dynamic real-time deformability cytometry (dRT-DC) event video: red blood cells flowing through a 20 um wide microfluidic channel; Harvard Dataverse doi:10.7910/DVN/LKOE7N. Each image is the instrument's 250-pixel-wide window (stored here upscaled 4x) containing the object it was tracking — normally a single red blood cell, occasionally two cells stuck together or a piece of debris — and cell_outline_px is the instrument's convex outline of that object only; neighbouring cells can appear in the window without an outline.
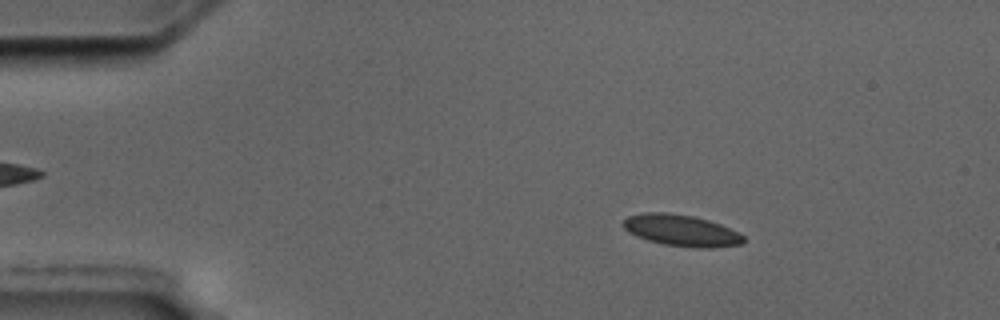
{"species": "common noctule bat (a hibernating species)", "species_latin": "Nyctalus noctula", "temperature_condition": "cold", "stored_images_in_passage": 56, "camera_frame_rate_fps": 3000, "um_per_image_px": 0.085, "animal": {"sex": "male", "body_mass_g": 17.5, "forearm_length_mm": 52.3}, "frame": {"image": 1, "passage_image": 9, "time_ms": 2.667, "image_size_px": [1000, 320], "cell_outline_px": [[744, 240], [740, 244], [712, 248], [692, 248], [664, 244], [648, 240], [636, 236], [628, 232], [620, 224], [628, 216], [644, 212], [668, 212], [692, 216], [708, 220], [720, 224], [744, 236]], "centroid_in_image_um": [57.86, 19.58], "position_along_channel_um": 27.1, "area_um2": 22.02}}
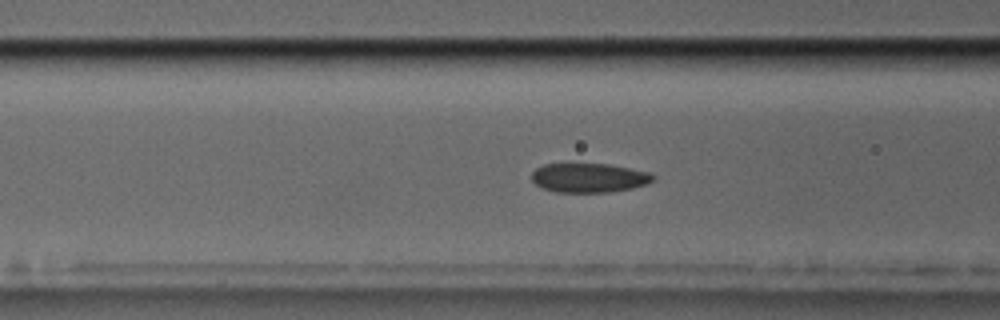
{"frame": {"image": 2, "passage_image": 22, "time_ms": 7.0, "image_size_px": [1000, 320], "cell_outline_px": [[656, 176], [648, 184], [632, 188], [608, 192], [556, 192], [544, 188], [536, 184], [532, 180], [532, 172], [536, 168], [544, 164], [608, 164], [652, 172]], "centroid_in_image_um": [50.1, 15.11], "position_along_channel_um": 116.5, "area_um2": 20.69}}
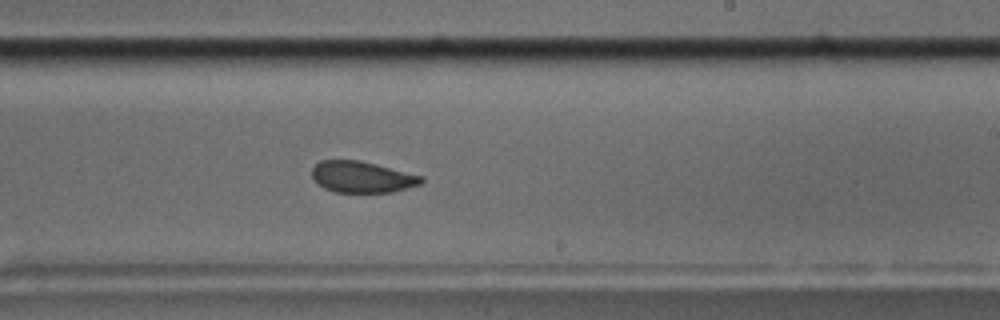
{"frame": {"image": 3, "passage_image": 34, "time_ms": 11.0, "image_size_px": [1000, 320], "cell_outline_px": [[424, 180], [420, 184], [392, 192], [332, 192], [324, 188], [312, 176], [312, 168], [320, 160], [360, 160], [424, 176]], "centroid_in_image_um": [30.78, 15.04], "position_along_channel_um": 258.2, "area_um2": 19.88}, "authors_computed_cell_mechanics": {"area_um2": 21.5016, "velocity_mm_per_s": 3.5483, "shape_relaxation_time_tau1_ms": 5.3098, "shape_relaxation_time_tau2_ms": 1.1781, "deformation_change_tau1": 0.1021, "deformation_change_tau2": 0.0448}}